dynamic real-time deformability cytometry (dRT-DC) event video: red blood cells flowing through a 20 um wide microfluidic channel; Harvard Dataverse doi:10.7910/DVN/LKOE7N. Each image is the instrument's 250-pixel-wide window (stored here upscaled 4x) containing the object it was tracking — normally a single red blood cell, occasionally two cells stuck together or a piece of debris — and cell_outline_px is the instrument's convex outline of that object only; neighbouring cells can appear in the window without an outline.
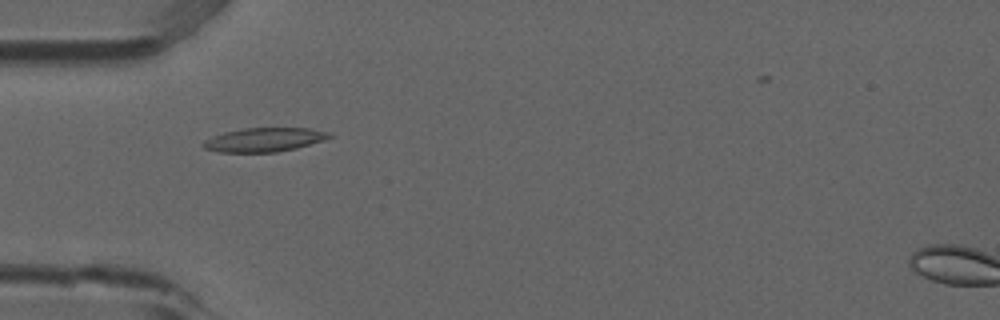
{"species": "common noctule bat (a hibernating species)", "species_latin": "Nyctalus noctula", "temperature_condition": "room temperature", "stored_images_in_passage": 2, "camera_frame_rate_fps": 3000, "um_per_image_px": 0.085, "animal": {"sex": "male", "forearm_length_mm": 52.5}, "frame": {"image": 1, "passage_image": 2, "time_ms": 0.333, "image_size_px": [1000, 320], "cell_outline_px": [[332, 136], [324, 140], [296, 148], [276, 152], [220, 152], [204, 148], [200, 144], [204, 140], [212, 136], [224, 132], [244, 128], [312, 128], [332, 132]], "centroid_in_image_um": [22.47, 11.87], "position_along_channel_um": 62.5, "area_um2": 17.69}}